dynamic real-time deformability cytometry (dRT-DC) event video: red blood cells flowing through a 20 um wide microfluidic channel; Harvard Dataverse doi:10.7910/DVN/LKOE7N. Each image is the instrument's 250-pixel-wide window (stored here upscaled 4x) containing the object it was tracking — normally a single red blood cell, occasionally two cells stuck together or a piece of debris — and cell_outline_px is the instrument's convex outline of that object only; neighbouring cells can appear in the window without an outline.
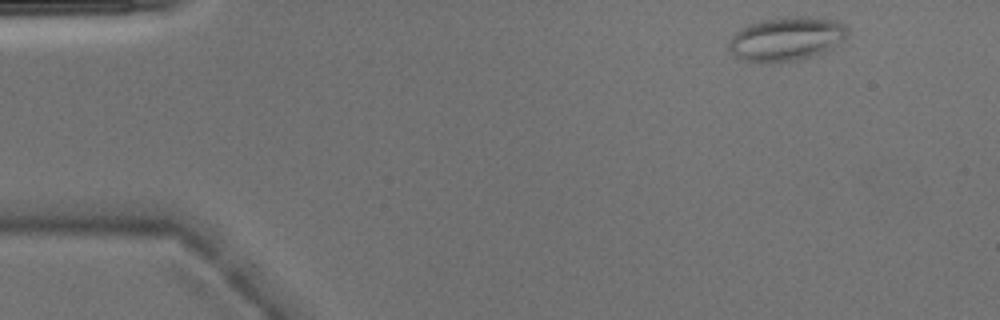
{"species": "Egyptian fruit bat (a non-hibernating species)", "species_latin": "Rousettus aegyptiacus", "temperature_condition": "warm", "stored_images_in_passage": 5, "camera_frame_rate_fps": 3000, "um_per_image_px": 0.085, "animal": {"sex": "male"}, "frame": {"image": 1, "passage_image": 1, "time_ms": 0.0, "image_size_px": [1000, 320], "cell_outline_px": [[848, 36], [844, 40], [812, 56], [796, 60], [740, 60], [728, 48], [728, 44], [732, 36], [740, 28], [748, 24], [760, 20], [792, 16], [808, 16], [836, 20], [844, 24], [848, 28]], "centroid_in_image_um": [66.86, 3.25], "position_along_channel_um": 18.1, "area_um2": 29.77}}
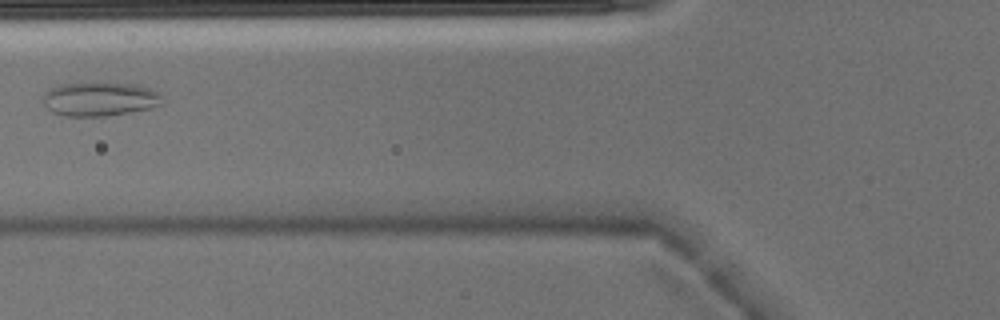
{"frame": {"image": 2, "passage_image": 5, "time_ms": 1.333, "image_size_px": [1000, 320], "cell_outline_px": [[164, 104], [152, 108], [108, 116], [64, 116], [52, 112], [44, 108], [44, 92], [48, 88], [60, 84], [84, 80], [100, 80], [132, 84], [148, 88], [160, 92]], "centroid_in_image_um": [8.45, 8.37], "position_along_channel_um": 117.3, "area_um2": 24.85}}